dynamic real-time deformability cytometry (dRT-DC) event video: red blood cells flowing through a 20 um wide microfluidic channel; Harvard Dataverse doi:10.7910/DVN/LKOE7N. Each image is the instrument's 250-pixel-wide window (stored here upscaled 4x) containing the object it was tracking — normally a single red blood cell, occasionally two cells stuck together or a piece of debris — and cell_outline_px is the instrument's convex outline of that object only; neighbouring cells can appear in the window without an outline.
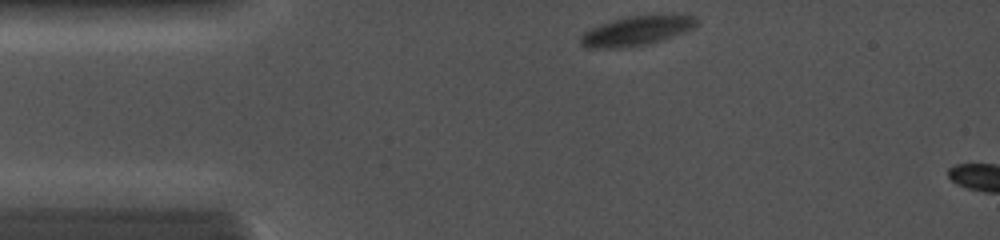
{"species": "common noctule bat (a hibernating species)", "species_latin": "Nyctalus noctula", "temperature_condition": "cold", "stored_images_in_passage": 5, "camera_frame_rate_fps": 5000, "um_per_image_px": 0.085, "animal": {"sex": "female", "body_mass_g": 19.0, "forearm_length_mm": 56.7}, "frame": {"image": 1, "passage_image": 1, "time_ms": 0.0, "image_size_px": [1000, 240], "cell_outline_px": [[700, 20], [688, 32], [648, 44], [624, 48], [584, 48], [580, 44], [580, 36], [588, 28], [612, 20], [628, 16], [672, 12], [696, 16]], "centroid_in_image_um": [54.17, 2.58], "position_along_channel_um": 30.8, "area_um2": 20.92}}